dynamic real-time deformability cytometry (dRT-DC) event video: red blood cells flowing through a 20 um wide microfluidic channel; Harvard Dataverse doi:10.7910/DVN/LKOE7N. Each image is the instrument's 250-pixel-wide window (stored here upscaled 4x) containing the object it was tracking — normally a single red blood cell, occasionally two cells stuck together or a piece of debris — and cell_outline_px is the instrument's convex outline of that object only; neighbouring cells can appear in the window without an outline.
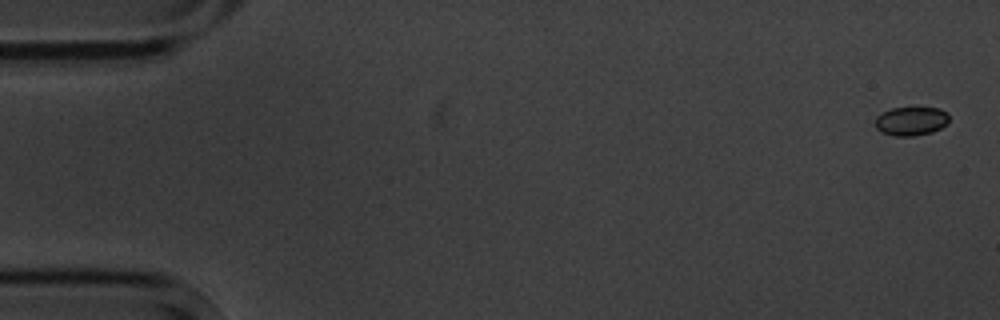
{"species": "common noctule bat (a hibernating species)", "species_latin": "Nyctalus noctula", "temperature_condition": "cold", "stored_images_in_passage": 8, "camera_frame_rate_fps": 3000, "um_per_image_px": 0.085, "animal": {"sex": "male", "body_mass_g": 20.1, "forearm_length_mm": 53.5}, "frame": {"image": 1, "passage_image": 1, "time_ms": 0.0, "image_size_px": [1000, 320], "cell_outline_px": [[948, 124], [932, 132], [912, 136], [892, 136], [880, 132], [876, 128], [876, 116], [880, 112], [892, 108], [940, 108], [948, 112]], "centroid_in_image_um": [77.43, 10.29], "position_along_channel_um": 7.6, "area_um2": 12.54}}
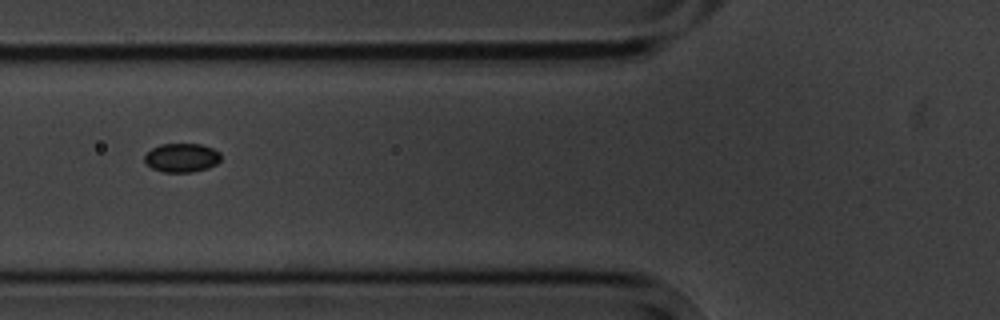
{"frame": {"image": 2, "passage_image": 7, "time_ms": 6.667, "image_size_px": [1000, 320], "cell_outline_px": [[220, 160], [216, 164], [208, 168], [192, 172], [164, 172], [152, 168], [144, 160], [144, 156], [152, 148], [160, 144], [200, 144], [212, 148], [220, 152]], "centroid_in_image_um": [15.45, 13.4], "position_along_channel_um": 110.3, "area_um2": 12.77}}
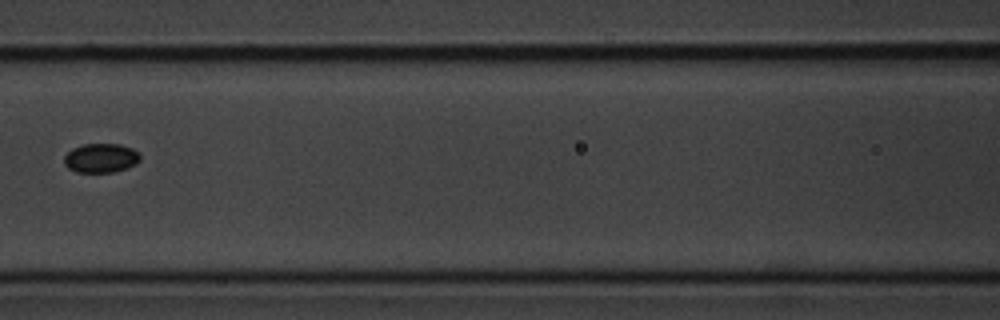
{"frame": {"image": 3, "passage_image": 8, "time_ms": 8.0, "image_size_px": [1000, 320], "cell_outline_px": [[140, 160], [136, 164], [128, 168], [112, 172], [76, 172], [68, 168], [64, 164], [64, 156], [72, 148], [84, 144], [120, 144], [132, 148], [140, 152]], "centroid_in_image_um": [8.59, 13.43], "position_along_channel_um": 158.0, "area_um2": 13.06}}